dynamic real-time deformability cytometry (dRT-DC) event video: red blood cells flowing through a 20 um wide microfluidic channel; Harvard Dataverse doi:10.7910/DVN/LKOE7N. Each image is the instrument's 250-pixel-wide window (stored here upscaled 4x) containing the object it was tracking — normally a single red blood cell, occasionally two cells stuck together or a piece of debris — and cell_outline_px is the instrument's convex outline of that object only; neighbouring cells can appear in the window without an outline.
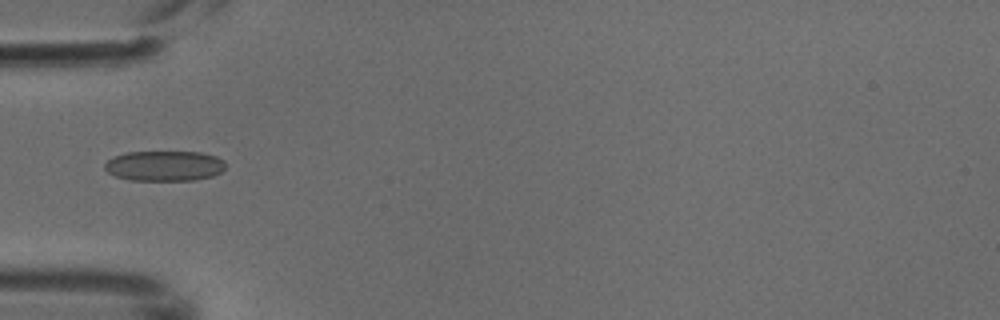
{"species": "common noctule bat (a hibernating species)", "species_latin": "Nyctalus noctula", "temperature_condition": "cold", "stored_images_in_passage": 6, "camera_frame_rate_fps": 3000, "um_per_image_px": 0.085, "animal": {"sex": "male", "body_mass_g": 18.8}, "frame": {"image": 1, "passage_image": 5, "time_ms": 1.333, "image_size_px": [1000, 320], "cell_outline_px": [[224, 168], [220, 172], [212, 176], [196, 180], [128, 180], [116, 176], [108, 172], [104, 168], [104, 164], [112, 156], [128, 152], [200, 152], [216, 156], [224, 160]], "centroid_in_image_um": [13.96, 14.1], "position_along_channel_um": 71.0, "area_um2": 21.33}}
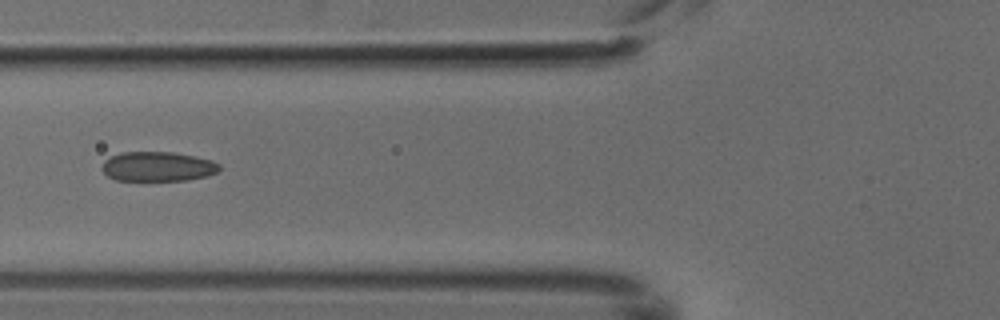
{"frame": {"image": 2, "passage_image": 6, "time_ms": 1.667, "image_size_px": [1000, 320], "cell_outline_px": [[220, 168], [216, 172], [208, 176], [184, 180], [116, 180], [108, 176], [100, 168], [104, 160], [120, 152], [172, 152], [196, 156], [212, 160], [220, 164]], "centroid_in_image_um": [13.4, 14.15], "position_along_channel_um": 112.4, "area_um2": 20.29}}